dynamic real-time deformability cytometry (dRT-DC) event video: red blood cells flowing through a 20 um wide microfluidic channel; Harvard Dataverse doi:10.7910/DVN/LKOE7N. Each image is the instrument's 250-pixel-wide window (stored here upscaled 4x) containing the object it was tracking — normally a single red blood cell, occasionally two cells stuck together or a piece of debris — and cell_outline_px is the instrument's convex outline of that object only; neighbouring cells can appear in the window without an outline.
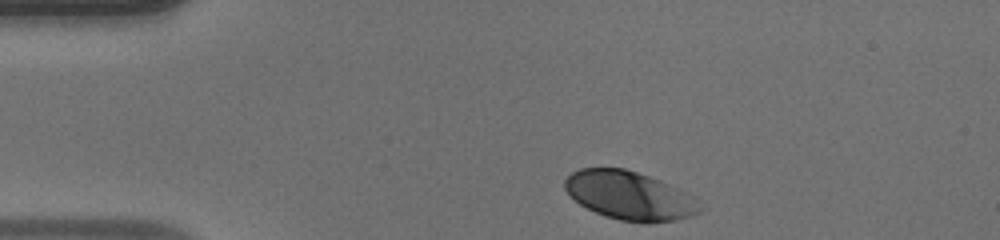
{"species": "human", "species_latin": "Homo sapiens", "temperature_condition": "warm", "stored_images_in_passage": 34, "camera_frame_rate_fps": 3000, "um_per_image_px": 0.085, "donor": {"sex": "male"}, "frame": {"image": 1, "passage_image": 1, "time_ms": 0.0, "image_size_px": [1000, 240], "cell_outline_px": [[704, 208], [700, 212], [692, 216], [672, 220], [644, 224], [620, 220], [604, 216], [580, 204], [564, 188], [564, 180], [572, 172], [580, 168], [624, 168], [660, 180], [692, 196], [704, 204]], "centroid_in_image_um": [53.54, 16.64], "position_along_channel_um": 31.5, "area_um2": 38.15}}
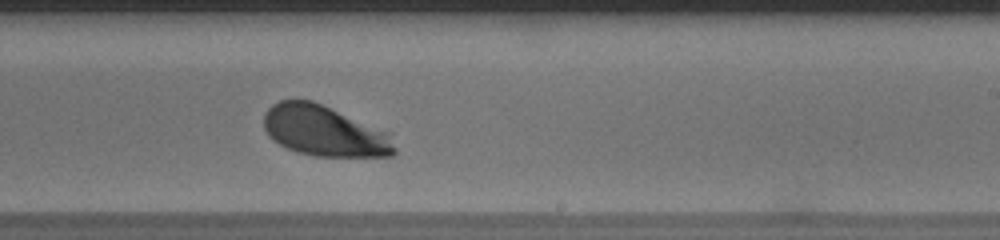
{"frame": {"image": 2, "passage_image": 22, "time_ms": 7.0, "image_size_px": [1000, 240], "cell_outline_px": [[396, 152], [392, 156], [316, 156], [300, 152], [288, 148], [272, 140], [268, 136], [264, 128], [264, 112], [272, 104], [280, 100], [296, 96], [312, 100], [392, 132], [396, 148]], "centroid_in_image_um": [27.59, 11.09], "position_along_channel_um": 261.4, "area_um2": 39.48}}
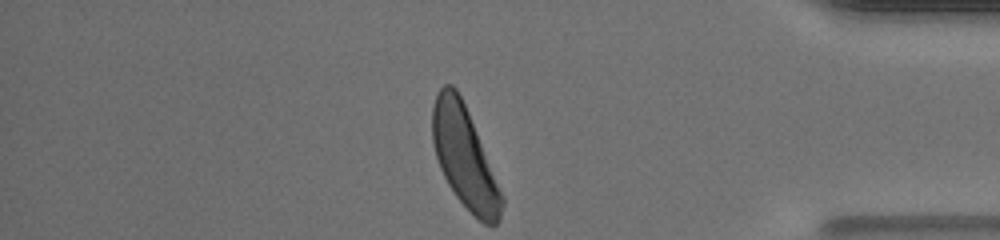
{"frame": {"image": 3, "passage_image": 34, "time_ms": 11.0, "image_size_px": [1000, 240], "cell_outline_px": [[504, 204], [500, 220], [496, 224], [484, 224], [456, 196], [448, 184], [440, 168], [436, 156], [432, 140], [432, 108], [436, 96], [440, 88], [444, 84], [452, 84], [456, 88], [468, 112], [504, 196]], "centroid_in_image_um": [39.49, 13.37], "position_along_channel_um": 395.7, "area_um2": 40.4}, "authors_computed_cell_mechanics": {"area_um2": 38.8127, "velocity_mm_per_s": 4.0744, "shape_relaxation_time_tau1_ms": 1.6998, "shape_relaxation_time_tau2_ms": null, "deformation_change_tau1": 0.1191, "deformation_change_tau2": null}}